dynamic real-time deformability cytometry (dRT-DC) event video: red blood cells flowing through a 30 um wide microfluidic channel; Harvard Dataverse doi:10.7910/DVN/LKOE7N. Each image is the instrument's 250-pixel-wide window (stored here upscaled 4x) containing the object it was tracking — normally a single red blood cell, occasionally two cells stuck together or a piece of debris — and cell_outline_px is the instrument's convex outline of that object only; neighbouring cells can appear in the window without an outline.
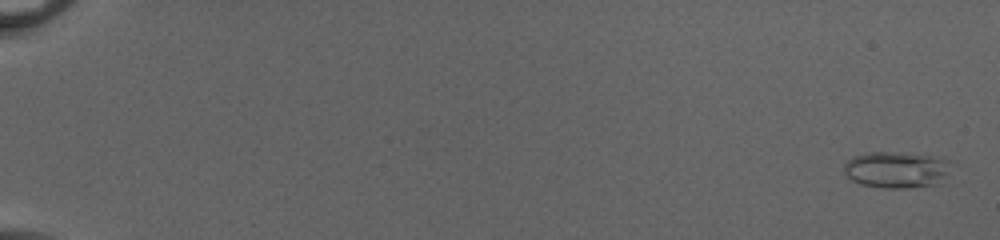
{"species": "common noctule bat (a hibernating species)", "species_latin": "Nyctalus noctula", "temperature_condition": "cold", "stored_images_in_passage": 54, "camera_frame_rate_fps": 3000, "um_per_image_px": 0.085, "animal": {"sex": "female", "body_mass_g": 20.0, "forearm_length_mm": 54.0}, "frame": {"image": 1, "passage_image": 2, "time_ms": 0.333, "image_size_px": [1000, 240], "cell_outline_px": [[948, 184], [908, 188], [884, 188], [864, 184], [852, 180], [844, 172], [844, 164], [852, 156], [872, 152], [884, 152], [928, 156], [948, 160]], "centroid_in_image_um": [76.25, 14.47], "position_along_channel_um": 8.8, "area_um2": 22.72}}
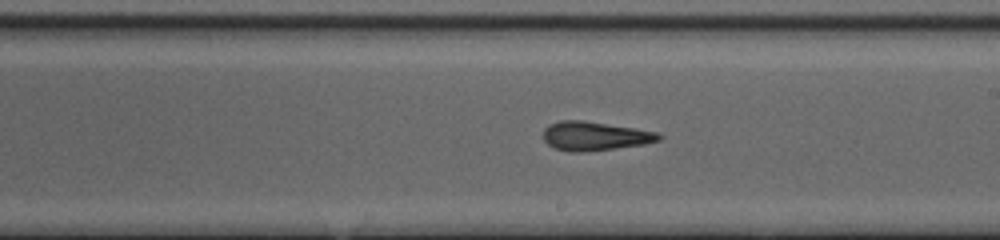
{"frame": {"image": 2, "passage_image": 34, "time_ms": 11.0, "image_size_px": [1000, 240], "cell_outline_px": [[664, 136], [660, 140], [644, 144], [580, 152], [568, 152], [556, 148], [548, 144], [544, 140], [544, 128], [548, 124], [560, 120], [580, 120], [636, 128], [656, 132]], "centroid_in_image_um": [50.54, 11.55], "position_along_channel_um": 238.5, "area_um2": 19.31}}
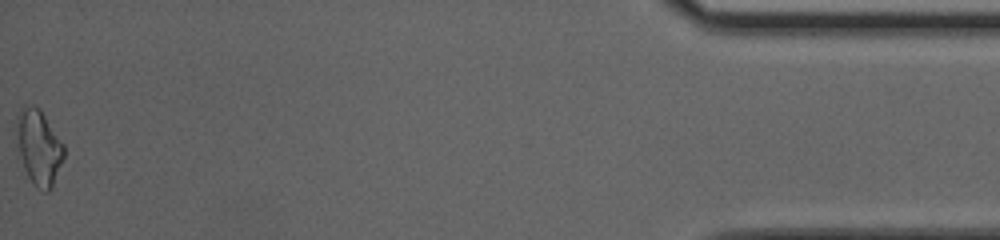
{"frame": {"image": 3, "passage_image": 54, "time_ms": 17.667, "image_size_px": [1000, 240], "cell_outline_px": [[64, 156], [52, 188], [48, 192], [44, 192], [36, 188], [32, 184], [24, 168], [20, 152], [16, 128], [16, 116], [20, 108], [24, 104], [32, 104], [40, 108], [64, 144]], "centroid_in_image_um": [3.31, 12.49], "position_along_channel_um": 431.9, "area_um2": 20.87}, "authors_computed_cell_mechanics": {"area_um2": 19.4786, "velocity_mm_per_s": 4.1046, "shape_relaxation_time_tau1_ms": null, "shape_relaxation_time_tau2_ms": 3.4228, "deformation_change_tau1": null, "deformation_change_tau2": 0.1279}}